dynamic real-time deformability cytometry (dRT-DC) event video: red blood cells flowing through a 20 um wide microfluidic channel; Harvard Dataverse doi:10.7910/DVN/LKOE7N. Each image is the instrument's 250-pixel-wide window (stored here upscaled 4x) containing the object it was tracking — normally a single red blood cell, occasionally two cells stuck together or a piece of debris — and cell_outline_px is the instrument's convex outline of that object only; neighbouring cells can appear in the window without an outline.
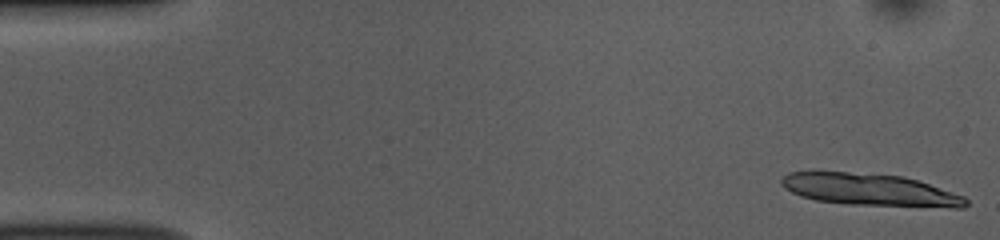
{"species": "common noctule bat (a hibernating species)", "species_latin": "Nyctalus noctula", "temperature_condition": "room temperature", "stored_images_in_passage": 13, "camera_frame_rate_fps": 3000, "um_per_image_px": 0.085, "animal": {"sex": "female", "body_mass_g": 10.0, "forearm_length_mm": 53.1}, "frame": {"image": 1, "passage_image": 1, "time_ms": 0.0, "image_size_px": [1000, 240], "cell_outline_px": [[968, 204], [964, 208], [956, 208], [848, 204], [816, 200], [800, 196], [784, 188], [780, 184], [780, 180], [788, 172], [848, 172], [904, 176], [964, 196], [968, 200]], "centroid_in_image_um": [73.95, 16.14], "position_along_channel_um": 11.0, "area_um2": 34.39}}